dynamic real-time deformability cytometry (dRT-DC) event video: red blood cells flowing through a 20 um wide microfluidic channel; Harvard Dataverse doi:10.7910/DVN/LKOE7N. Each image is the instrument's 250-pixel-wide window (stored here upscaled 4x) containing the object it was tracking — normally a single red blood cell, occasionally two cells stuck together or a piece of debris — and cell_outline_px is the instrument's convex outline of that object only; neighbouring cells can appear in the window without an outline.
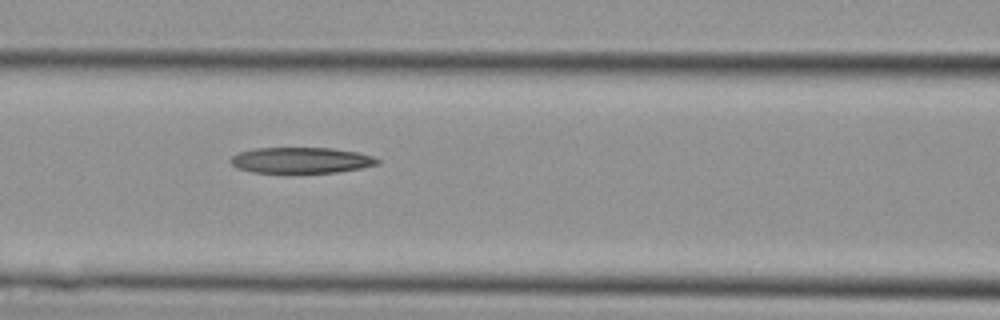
{"species": "Egyptian fruit bat (a non-hibernating species)", "species_latin": "Rousettus aegyptiacus", "temperature_condition": "cold", "stored_images_in_passage": 5, "camera_frame_rate_fps": 3000, "um_per_image_px": 0.085, "animal": {"sex": "female"}, "frame": {"image": 1, "passage_image": 5, "time_ms": 1.333, "image_size_px": [1000, 320], "cell_outline_px": [[380, 164], [360, 168], [336, 172], [292, 176], [284, 176], [252, 172], [236, 168], [228, 160], [232, 156], [240, 152], [256, 148], [332, 148], [356, 152], [372, 156], [380, 160]], "centroid_in_image_um": [25.54, 13.68], "position_along_channel_um": 141.1, "area_um2": 23.29}}